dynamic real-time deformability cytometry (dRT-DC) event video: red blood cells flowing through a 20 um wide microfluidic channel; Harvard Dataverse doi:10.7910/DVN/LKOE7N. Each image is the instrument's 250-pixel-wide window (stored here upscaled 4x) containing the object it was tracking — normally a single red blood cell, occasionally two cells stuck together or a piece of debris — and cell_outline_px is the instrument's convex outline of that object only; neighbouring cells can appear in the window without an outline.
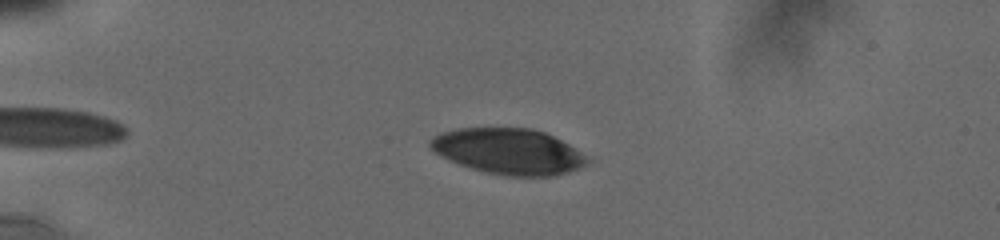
{"species": "human", "species_latin": "Homo sapiens", "temperature_condition": "cold", "stored_images_in_passage": 9, "camera_frame_rate_fps": 3000, "um_per_image_px": 0.085, "donor": {"sex": "male"}, "frame": {"image": 1, "passage_image": 2, "time_ms": 0.667, "image_size_px": [1000, 240], "cell_outline_px": [[592, 160], [588, 164], [580, 168], [556, 176], [500, 176], [472, 168], [448, 160], [440, 156], [428, 144], [436, 136], [444, 132], [456, 128], [532, 128], [544, 132], [568, 144], [588, 156]], "centroid_in_image_um": [43.28, 12.88], "position_along_channel_um": 41.7, "area_um2": 41.85}}
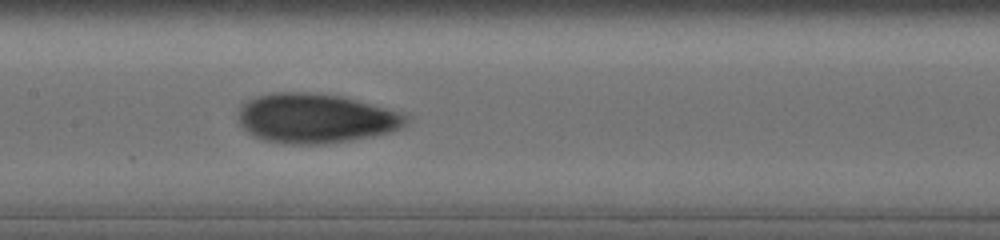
{"frame": {"image": 2, "passage_image": 8, "time_ms": 5.667, "image_size_px": [1000, 240], "cell_outline_px": [[408, 120], [400, 128], [388, 132], [372, 136], [352, 140], [328, 144], [284, 144], [264, 140], [252, 136], [240, 124], [236, 116], [236, 112], [248, 100], [260, 96], [276, 92], [308, 92], [344, 96], [408, 112]], "centroid_in_image_um": [26.87, 10.05], "position_along_channel_um": 180.5, "area_um2": 49.13}}
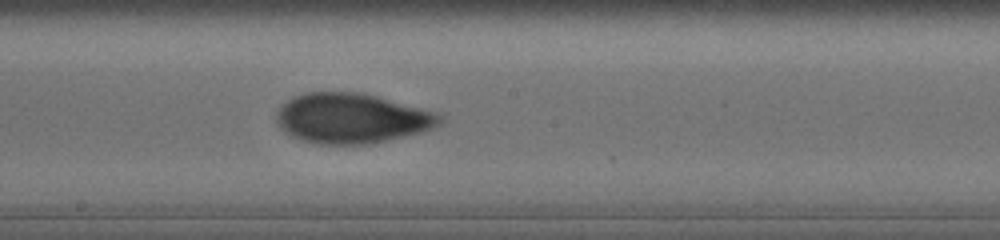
{"frame": {"image": 3, "passage_image": 9, "time_ms": 6.667, "image_size_px": [1000, 240], "cell_outline_px": [[444, 116], [440, 124], [432, 128], [420, 132], [388, 140], [368, 144], [320, 144], [300, 140], [284, 132], [280, 128], [276, 120], [276, 112], [288, 100], [296, 96], [308, 92], [356, 92], [376, 96], [436, 112]], "centroid_in_image_um": [29.88, 10.06], "position_along_channel_um": 218.3, "area_um2": 47.34}}